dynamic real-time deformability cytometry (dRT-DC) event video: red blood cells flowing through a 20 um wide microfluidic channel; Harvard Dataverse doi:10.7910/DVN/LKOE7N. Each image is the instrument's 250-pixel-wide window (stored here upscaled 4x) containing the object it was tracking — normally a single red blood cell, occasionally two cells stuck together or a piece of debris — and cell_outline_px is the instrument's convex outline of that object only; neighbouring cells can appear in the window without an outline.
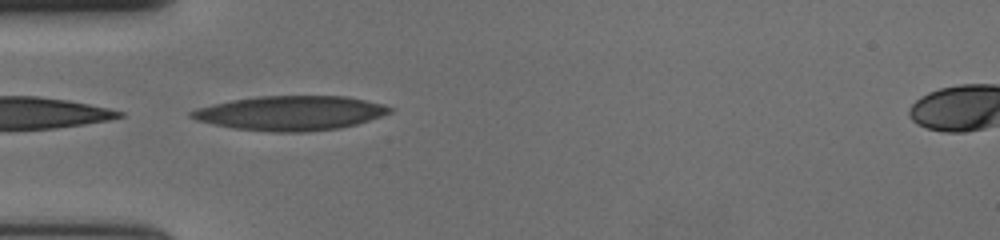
{"species": "human", "species_latin": "Homo sapiens", "temperature_condition": "cold", "stored_images_in_passage": 40, "camera_frame_rate_fps": 3000, "um_per_image_px": 0.085, "donor": {"sex": "female"}, "frame": {"image": 1, "passage_image": 1, "time_ms": 0.0, "image_size_px": [1000, 240], "cell_outline_px": [[392, 112], [356, 124], [340, 128], [308, 132], [264, 132], [232, 128], [212, 124], [196, 120], [188, 116], [188, 112], [200, 108], [232, 100], [256, 96], [344, 96], [384, 104], [392, 108]], "centroid_in_image_um": [24.68, 9.62], "position_along_channel_um": 60.3, "area_um2": 39.82}}
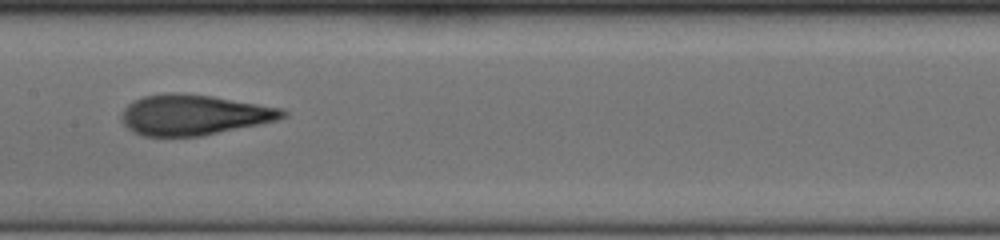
{"frame": {"image": 2, "passage_image": 12, "time_ms": 3.667, "image_size_px": [1000, 240], "cell_outline_px": [[288, 116], [276, 120], [200, 136], [144, 136], [128, 128], [120, 120], [120, 116], [124, 108], [132, 100], [144, 96], [168, 92], [180, 92], [212, 96], [280, 108], [288, 112]], "centroid_in_image_um": [16.42, 9.75], "position_along_channel_um": 191.0, "area_um2": 37.74}}
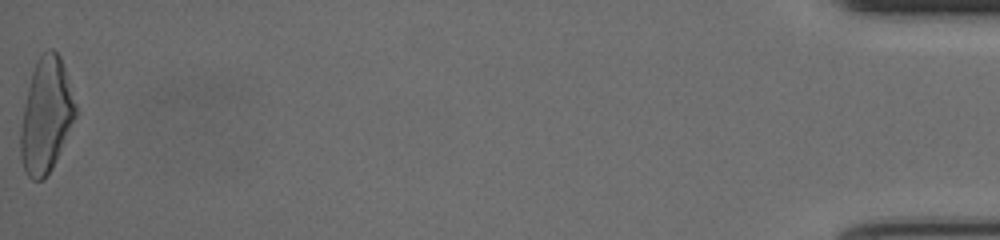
{"frame": {"image": 3, "passage_image": 40, "time_ms": 13.0, "image_size_px": [1000, 240], "cell_outline_px": [[76, 116], [52, 168], [44, 180], [32, 180], [28, 176], [24, 168], [20, 156], [20, 128], [28, 88], [32, 72], [40, 56], [48, 48], [52, 48], [60, 56], [76, 104]], "centroid_in_image_um": [3.91, 9.84], "position_along_channel_um": 431.3, "area_um2": 36.18}, "authors_computed_cell_mechanics": {"area_um2": 37.2521, "velocity_mm_per_s": 3.6739, "shape_relaxation_time_tau1_ms": 5.3569, "shape_relaxation_time_tau2_ms": 1.3722, "deformation_change_tau1": 0.212, "deformation_change_tau2": 0.1014}}